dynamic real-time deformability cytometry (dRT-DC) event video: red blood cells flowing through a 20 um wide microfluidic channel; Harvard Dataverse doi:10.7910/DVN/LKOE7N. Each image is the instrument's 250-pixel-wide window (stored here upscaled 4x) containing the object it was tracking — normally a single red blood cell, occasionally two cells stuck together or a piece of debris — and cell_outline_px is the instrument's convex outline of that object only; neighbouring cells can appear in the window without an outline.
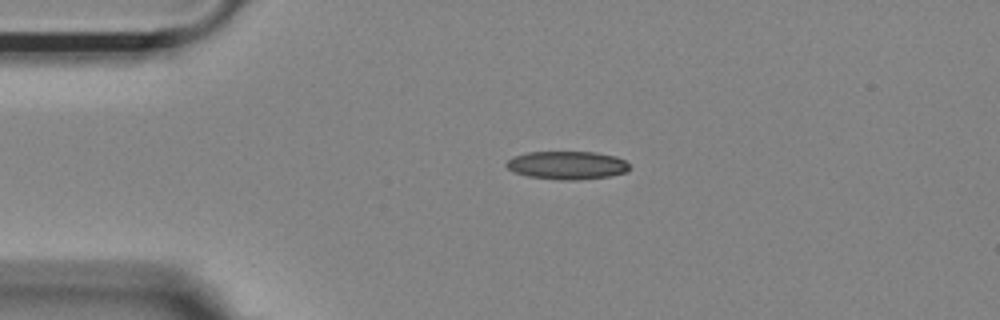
{"species": "Egyptian fruit bat (a non-hibernating species)", "species_latin": "Rousettus aegyptiacus", "temperature_condition": "room temperature", "stored_images_in_passage": 38, "camera_frame_rate_fps": 3000, "um_per_image_px": 0.085, "animal": {"sex": "female"}, "frame": {"image": 1, "passage_image": 1, "time_ms": 0.0, "image_size_px": [1000, 320], "cell_outline_px": [[628, 172], [608, 176], [580, 180], [560, 180], [528, 176], [516, 172], [508, 168], [504, 164], [512, 156], [528, 152], [596, 152], [616, 156], [624, 160], [628, 164]], "centroid_in_image_um": [48.2, 14.04], "position_along_channel_um": 36.8, "area_um2": 20.23}}
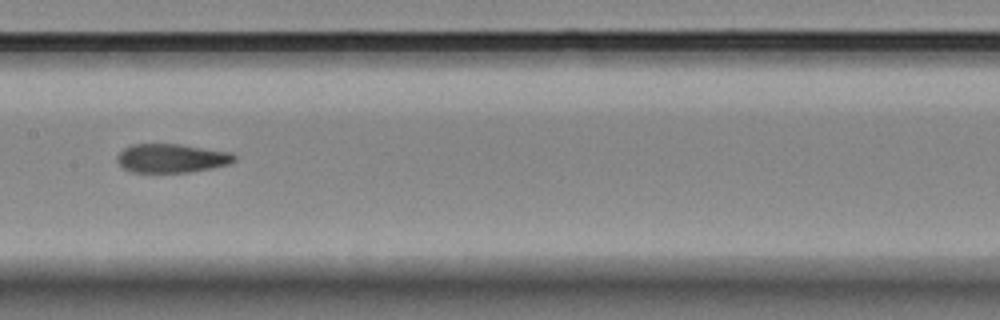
{"frame": {"image": 2, "passage_image": 16, "time_ms": 5.0, "image_size_px": [1000, 320], "cell_outline_px": [[236, 160], [228, 164], [188, 172], [132, 172], [124, 168], [116, 160], [116, 156], [124, 148], [132, 144], [180, 144], [232, 152], [236, 156]], "centroid_in_image_um": [14.58, 13.44], "position_along_channel_um": 192.8, "area_um2": 19.59}}
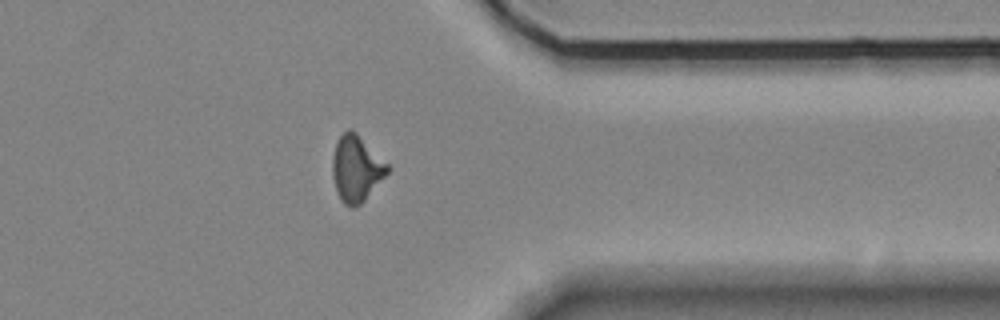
{"frame": {"image": 3, "passage_image": 32, "time_ms": 10.333, "image_size_px": [1000, 320], "cell_outline_px": [[392, 168], [364, 200], [360, 204], [352, 208], [344, 204], [340, 200], [332, 176], [332, 156], [336, 144], [340, 136], [348, 128], [352, 128]], "centroid_in_image_um": [30.28, 14.32], "position_along_channel_um": 381.1, "area_um2": 21.1}, "authors_computed_cell_mechanics": {"area_um2": 20.4034, "velocity_mm_per_s": 3.7065, "shape_relaxation_time_tau1_ms": null, "shape_relaxation_time_tau2_ms": 3.8477, "deformation_change_tau1": null, "deformation_change_tau2": 0.0897}}